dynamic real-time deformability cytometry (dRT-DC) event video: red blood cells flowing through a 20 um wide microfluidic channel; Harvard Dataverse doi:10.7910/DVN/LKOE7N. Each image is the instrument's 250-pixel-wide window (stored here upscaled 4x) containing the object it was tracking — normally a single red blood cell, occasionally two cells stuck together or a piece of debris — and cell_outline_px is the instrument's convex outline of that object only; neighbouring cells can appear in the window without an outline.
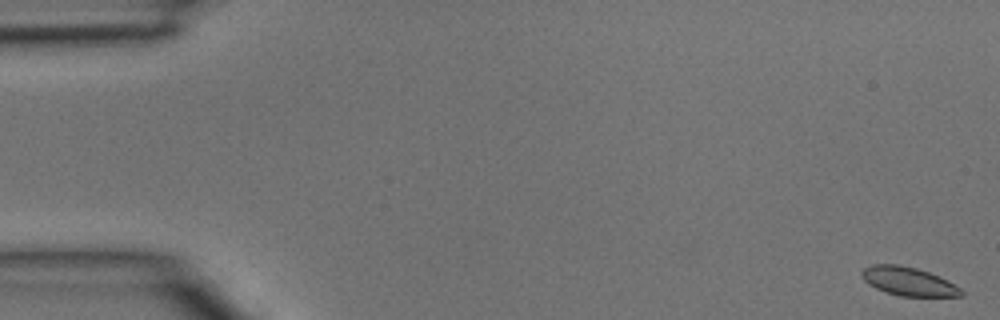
{"species": "common noctule bat (a hibernating species)", "species_latin": "Nyctalus noctula", "temperature_condition": "room temperature", "stored_images_in_passage": 4, "camera_frame_rate_fps": 3000, "um_per_image_px": 0.085, "animal": {"sex": "male", "body_mass_g": 15.6}, "frame": {"image": 1, "passage_image": 1, "time_ms": 0.0, "image_size_px": [1000, 320], "cell_outline_px": [[964, 296], [900, 296], [884, 292], [868, 284], [864, 280], [860, 272], [864, 268], [872, 264], [896, 264], [916, 268], [940, 276], [960, 288], [964, 292]], "centroid_in_image_um": [77.2, 23.92], "position_along_channel_um": 7.8, "area_um2": 16.59}}
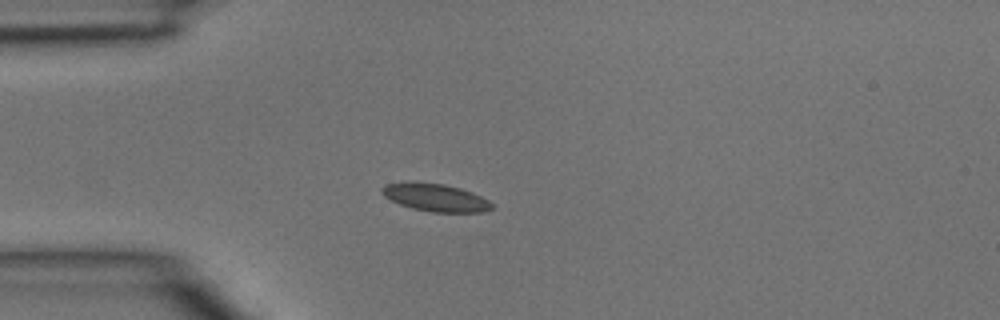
{"frame": {"image": 2, "passage_image": 4, "time_ms": 1.0, "image_size_px": [1000, 320], "cell_outline_px": [[492, 208], [484, 212], [432, 212], [412, 208], [400, 204], [384, 196], [380, 192], [380, 188], [384, 184], [408, 180], [412, 180], [444, 184], [460, 188], [472, 192], [488, 200], [492, 204]], "centroid_in_image_um": [36.95, 16.76], "position_along_channel_um": 48.1, "area_um2": 18.03}}